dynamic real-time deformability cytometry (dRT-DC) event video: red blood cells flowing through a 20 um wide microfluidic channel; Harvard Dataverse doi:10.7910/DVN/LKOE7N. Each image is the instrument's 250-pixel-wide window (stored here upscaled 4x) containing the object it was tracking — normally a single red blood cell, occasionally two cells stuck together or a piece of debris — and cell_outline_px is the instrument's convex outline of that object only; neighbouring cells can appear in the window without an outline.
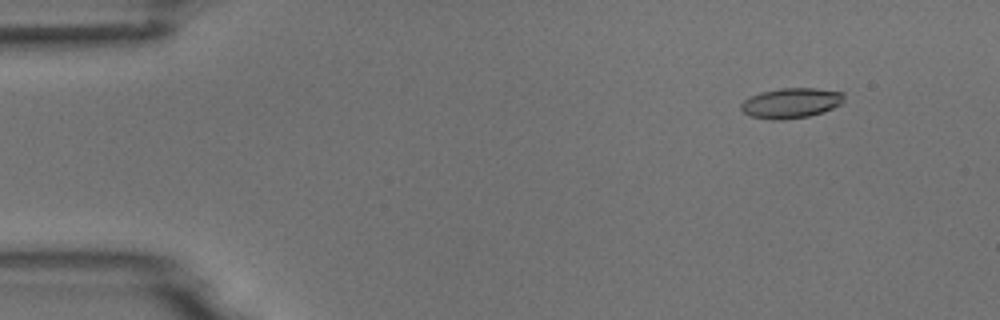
{"species": "common noctule bat (a hibernating species)", "species_latin": "Nyctalus noctula", "temperature_condition": "room temperature", "stored_images_in_passage": 6, "camera_frame_rate_fps": 3000, "um_per_image_px": 0.085, "animal": {"sex": "male", "body_mass_g": 18.8}, "frame": {"image": 1, "passage_image": 2, "time_ms": 1.0, "image_size_px": [1000, 320], "cell_outline_px": [[844, 96], [840, 104], [824, 112], [808, 116], [784, 120], [772, 120], [752, 116], [744, 112], [740, 108], [740, 104], [744, 100], [760, 92], [780, 88], [816, 88], [844, 92]], "centroid_in_image_um": [67.24, 8.75], "position_along_channel_um": 17.8, "area_um2": 18.09}}
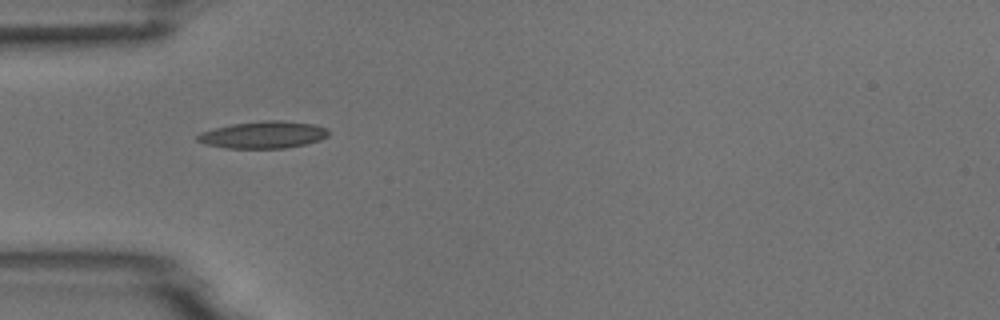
{"frame": {"image": 2, "passage_image": 5, "time_ms": 4.667, "image_size_px": [1000, 320], "cell_outline_px": [[328, 136], [320, 140], [304, 144], [284, 148], [224, 148], [204, 144], [196, 140], [196, 136], [200, 132], [232, 124], [260, 120], [280, 120], [316, 124], [328, 128]], "centroid_in_image_um": [22.38, 11.45], "position_along_channel_um": 62.6, "area_um2": 20.81}}